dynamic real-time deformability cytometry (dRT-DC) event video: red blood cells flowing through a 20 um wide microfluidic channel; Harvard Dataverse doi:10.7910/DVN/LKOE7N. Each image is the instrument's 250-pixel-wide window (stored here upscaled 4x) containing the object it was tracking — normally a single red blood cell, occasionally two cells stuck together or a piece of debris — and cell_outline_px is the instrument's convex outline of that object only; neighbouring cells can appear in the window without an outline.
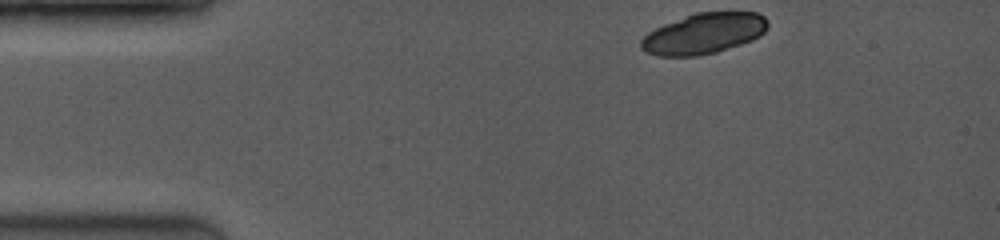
{"species": "common noctule bat (a hibernating species)", "species_latin": "Nyctalus noctula", "temperature_condition": "room temperature", "stored_images_in_passage": 7, "camera_frame_rate_fps": 3500, "um_per_image_px": 0.085, "animal": {"sex": "female", "body_mass_g": 19.0, "forearm_length_mm": 53.3}, "frame": {"image": 1, "passage_image": 1, "time_ms": 0.0, "image_size_px": [1000, 240], "cell_outline_px": [[768, 28], [760, 36], [752, 40], [716, 52], [696, 56], [656, 56], [640, 48], [640, 40], [648, 32], [664, 24], [696, 12], [756, 12], [764, 16], [768, 20]], "centroid_in_image_um": [59.83, 2.85], "position_along_channel_um": 25.2, "area_um2": 30.0}}